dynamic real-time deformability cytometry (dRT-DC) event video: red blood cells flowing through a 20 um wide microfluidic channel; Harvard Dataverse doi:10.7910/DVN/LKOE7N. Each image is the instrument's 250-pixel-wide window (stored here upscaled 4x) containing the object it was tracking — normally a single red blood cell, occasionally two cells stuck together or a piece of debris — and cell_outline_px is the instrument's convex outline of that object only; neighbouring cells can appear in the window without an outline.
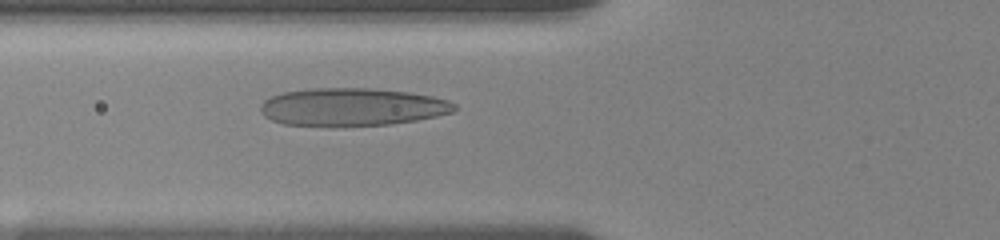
{"species": "human", "species_latin": "Homo sapiens", "temperature_condition": "room temperature", "stored_images_in_passage": 51, "camera_frame_rate_fps": 3000, "um_per_image_px": 0.085, "donor": {"sex": "female"}, "frame": {"image": 1, "passage_image": 17, "time_ms": 5.333, "image_size_px": [1000, 240], "cell_outline_px": [[456, 108], [452, 112], [436, 116], [416, 120], [392, 124], [284, 124], [272, 120], [264, 116], [260, 112], [260, 104], [264, 100], [272, 96], [284, 92], [312, 88], [368, 88], [408, 92], [432, 96], [448, 100], [456, 104]], "centroid_in_image_um": [29.94, 9.06], "position_along_channel_um": 95.9, "area_um2": 41.91}}
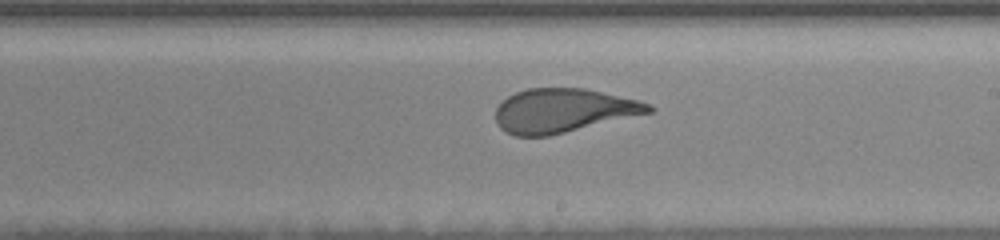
{"frame": {"image": 2, "passage_image": 29, "time_ms": 9.333, "image_size_px": [1000, 240], "cell_outline_px": [[656, 108], [652, 112], [548, 136], [516, 136], [504, 132], [496, 124], [496, 108], [508, 96], [516, 92], [528, 88], [584, 88], [636, 100], [648, 104]], "centroid_in_image_um": [47.83, 9.4], "position_along_channel_um": 241.2, "area_um2": 38.84}}
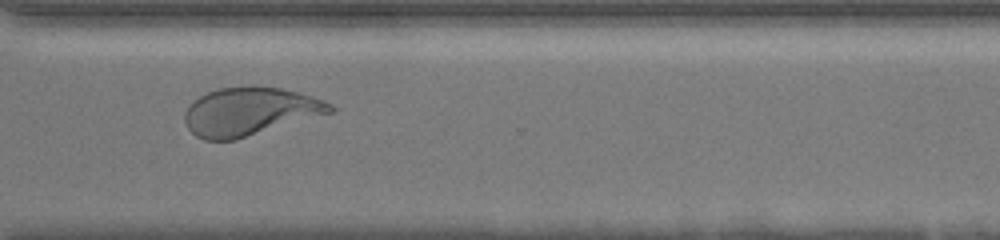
{"frame": {"image": 3, "passage_image": 38, "time_ms": 12.333, "image_size_px": [1000, 240], "cell_outline_px": [[336, 108], [332, 112], [236, 140], [204, 140], [196, 136], [188, 128], [184, 120], [184, 112], [192, 100], [208, 92], [220, 88], [280, 88], [300, 92], [324, 100], [332, 104]], "centroid_in_image_um": [21.22, 9.5], "position_along_channel_um": 349.4, "area_um2": 40.34}, "authors_computed_cell_mechanics": {"area_um2": 41.5582, "velocity_mm_per_s": 3.6228, "shape_relaxation_time_tau1_ms": 5.1852, "shape_relaxation_time_tau2_ms": 0.7285, "deformation_change_tau1": 0.2108, "deformation_change_tau2": 0.0937}}